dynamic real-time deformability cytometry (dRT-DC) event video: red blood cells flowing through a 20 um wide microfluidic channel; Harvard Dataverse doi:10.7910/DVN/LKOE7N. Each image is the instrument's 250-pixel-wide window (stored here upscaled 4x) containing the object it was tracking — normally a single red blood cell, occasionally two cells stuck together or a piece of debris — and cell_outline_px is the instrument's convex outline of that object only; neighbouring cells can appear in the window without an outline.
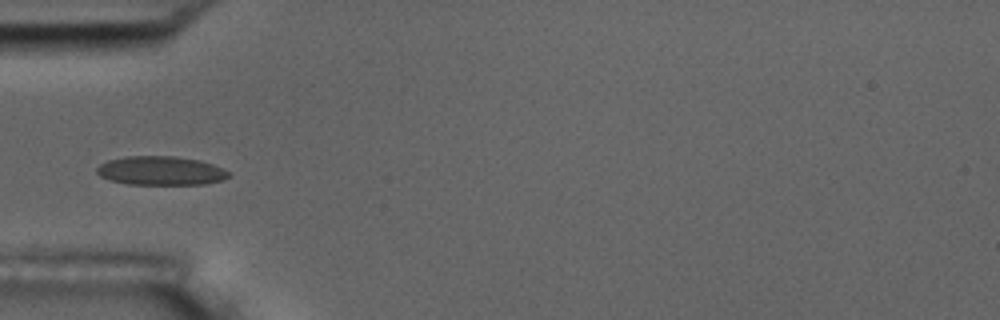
{"species": "common noctule bat (a hibernating species)", "species_latin": "Nyctalus noctula", "temperature_condition": "room temperature", "stored_images_in_passage": 9, "camera_frame_rate_fps": 3000, "um_per_image_px": 0.085, "animal": {"sex": "male", "body_mass_g": 17.5, "forearm_length_mm": 52.3}, "frame": {"image": 1, "passage_image": 6, "time_ms": 6.0, "image_size_px": [1000, 320], "cell_outline_px": [[232, 172], [224, 180], [204, 184], [128, 184], [108, 180], [100, 176], [96, 172], [96, 168], [100, 164], [108, 160], [124, 156], [176, 156], [200, 160], [224, 168]], "centroid_in_image_um": [13.67, 14.51], "position_along_channel_um": 71.3, "area_um2": 22.43}}
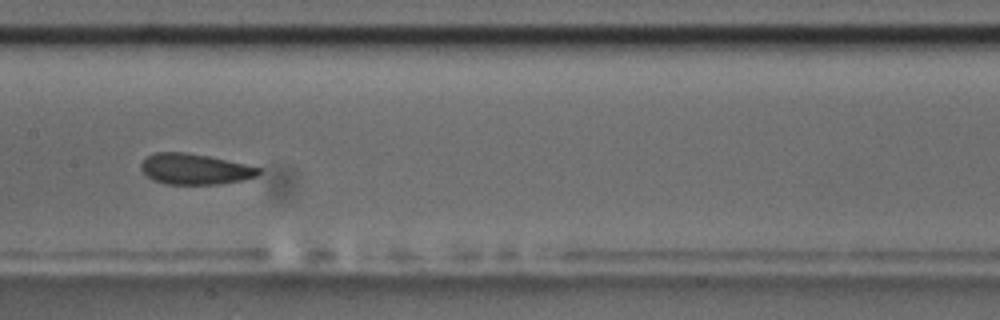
{"frame": {"image": 2, "passage_image": 9, "time_ms": 9.333, "image_size_px": [1000, 320], "cell_outline_px": [[260, 172], [256, 176], [244, 180], [220, 184], [164, 184], [152, 180], [140, 168], [140, 164], [144, 156], [156, 152], [184, 152], [208, 156], [244, 164], [260, 168]], "centroid_in_image_um": [16.51, 14.37], "position_along_channel_um": 190.9, "area_um2": 21.1}}